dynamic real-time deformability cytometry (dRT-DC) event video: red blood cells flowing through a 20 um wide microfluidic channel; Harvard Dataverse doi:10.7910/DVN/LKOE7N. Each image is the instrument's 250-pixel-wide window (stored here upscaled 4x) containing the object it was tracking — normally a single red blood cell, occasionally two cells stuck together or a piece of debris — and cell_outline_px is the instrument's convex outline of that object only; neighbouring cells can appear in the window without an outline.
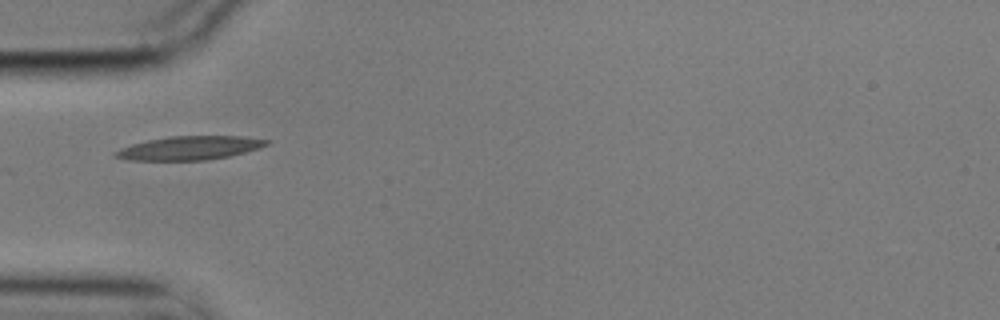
{"species": "common noctule bat (a hibernating species)", "species_latin": "Nyctalus noctula", "temperature_condition": "cold", "stored_images_in_passage": 5, "camera_frame_rate_fps": 3000, "um_per_image_px": 0.085, "animal": {"sex": "male", "body_mass_g": 17.9}, "frame": {"image": 1, "passage_image": 1, "time_ms": 0.0, "image_size_px": [1000, 320], "cell_outline_px": [[272, 140], [268, 144], [260, 148], [228, 156], [204, 160], [128, 160], [112, 156], [112, 152], [120, 148], [132, 144], [148, 140], [168, 136], [240, 136]], "centroid_in_image_um": [16.08, 12.57], "position_along_channel_um": 68.9, "area_um2": 20.87}}